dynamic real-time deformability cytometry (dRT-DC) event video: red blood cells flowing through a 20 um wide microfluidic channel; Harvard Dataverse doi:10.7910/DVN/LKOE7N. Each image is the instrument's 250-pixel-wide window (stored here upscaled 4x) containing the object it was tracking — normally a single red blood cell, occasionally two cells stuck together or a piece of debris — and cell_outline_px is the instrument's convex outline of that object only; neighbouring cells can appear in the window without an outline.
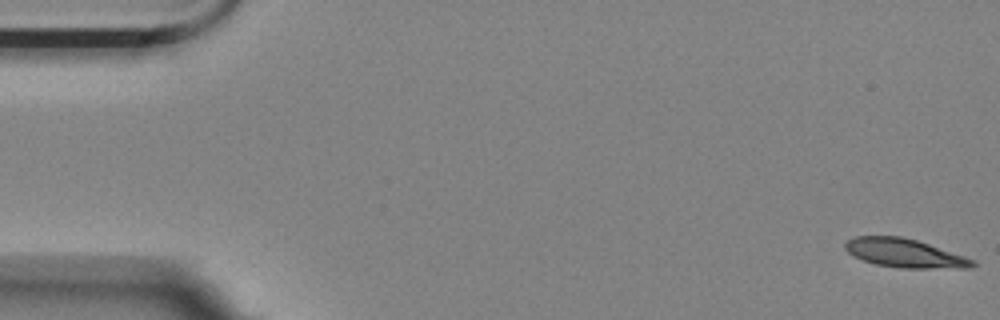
{"species": "Egyptian fruit bat (a non-hibernating species)", "species_latin": "Rousettus aegyptiacus", "temperature_condition": "room temperature", "stored_images_in_passage": 3, "camera_frame_rate_fps": 3000, "um_per_image_px": 0.085, "animal": {"sex": "female"}, "frame": {"image": 1, "passage_image": 1, "time_ms": 0.0, "image_size_px": [1000, 320], "cell_outline_px": [[976, 264], [972, 268], [900, 268], [876, 264], [852, 256], [844, 248], [844, 244], [848, 240], [856, 236], [900, 236], [916, 240], [976, 260]], "centroid_in_image_um": [76.89, 21.52], "position_along_channel_um": 8.1, "area_um2": 21.21}}